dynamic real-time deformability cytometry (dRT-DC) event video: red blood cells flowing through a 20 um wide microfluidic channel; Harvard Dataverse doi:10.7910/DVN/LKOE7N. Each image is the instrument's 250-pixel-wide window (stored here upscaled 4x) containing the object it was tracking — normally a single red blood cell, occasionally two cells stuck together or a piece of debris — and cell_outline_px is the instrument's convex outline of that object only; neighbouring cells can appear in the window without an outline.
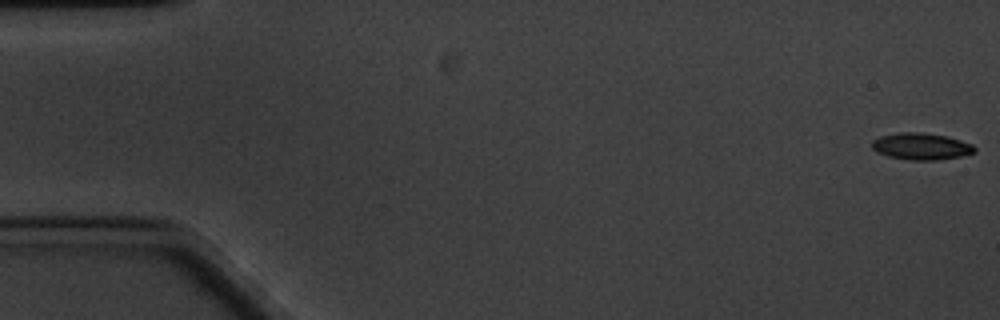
{"species": "common noctule bat (a hibernating species)", "species_latin": "Nyctalus noctula", "temperature_condition": "cold", "stored_images_in_passage": 61, "camera_frame_rate_fps": 3000, "um_per_image_px": 0.085, "animal": {"sex": "male", "body_mass_g": 20.1, "forearm_length_mm": 53.5}, "frame": {"image": 1, "passage_image": 1, "time_ms": 0.0, "image_size_px": [1000, 320], "cell_outline_px": [[976, 152], [960, 156], [936, 160], [912, 160], [888, 156], [876, 152], [872, 148], [872, 140], [880, 136], [900, 132], [920, 132], [948, 136], [972, 144], [976, 148]], "centroid_in_image_um": [78.3, 12.43], "position_along_channel_um": 6.7, "area_um2": 16.01}}
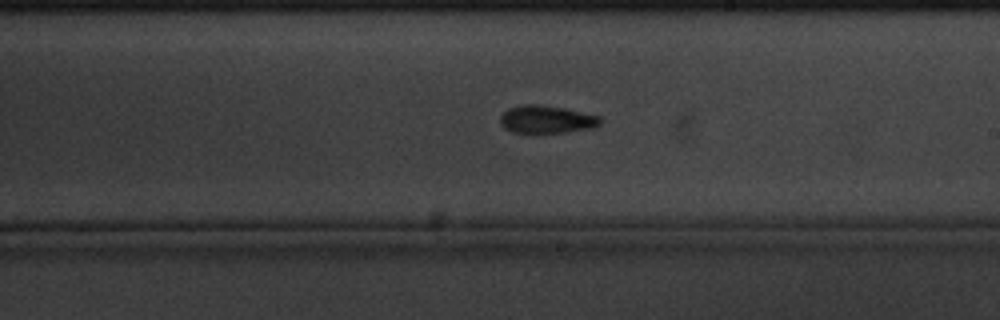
{"frame": {"image": 2, "passage_image": 35, "time_ms": 11.333, "image_size_px": [1000, 320], "cell_outline_px": [[600, 124], [592, 128], [568, 132], [532, 136], [512, 132], [504, 128], [500, 124], [500, 116], [508, 108], [520, 104], [540, 104], [564, 108], [600, 116]], "centroid_in_image_um": [46.39, 10.19], "position_along_channel_um": 242.6, "area_um2": 16.99}}
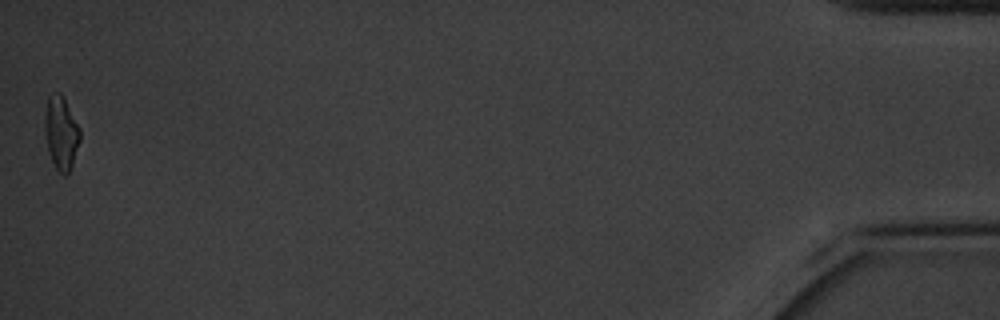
{"frame": {"image": 3, "passage_image": 61, "time_ms": 20.0, "image_size_px": [1000, 320], "cell_outline_px": [[80, 140], [72, 164], [68, 172], [64, 176], [56, 168], [52, 160], [48, 148], [44, 132], [44, 116], [48, 96], [52, 92], [60, 92], [80, 128]], "centroid_in_image_um": [5.18, 11.26], "position_along_channel_um": 430.0, "area_um2": 14.85}, "authors_computed_cell_mechanics": {"area_um2": 15.7216, "velocity_mm_per_s": 3.2742, "shape_relaxation_time_tau1_ms": 7.2286, "shape_relaxation_time_tau2_ms": 8.0019, "deformation_change_tau1": 0.2881, "deformation_change_tau2": 0.157}}